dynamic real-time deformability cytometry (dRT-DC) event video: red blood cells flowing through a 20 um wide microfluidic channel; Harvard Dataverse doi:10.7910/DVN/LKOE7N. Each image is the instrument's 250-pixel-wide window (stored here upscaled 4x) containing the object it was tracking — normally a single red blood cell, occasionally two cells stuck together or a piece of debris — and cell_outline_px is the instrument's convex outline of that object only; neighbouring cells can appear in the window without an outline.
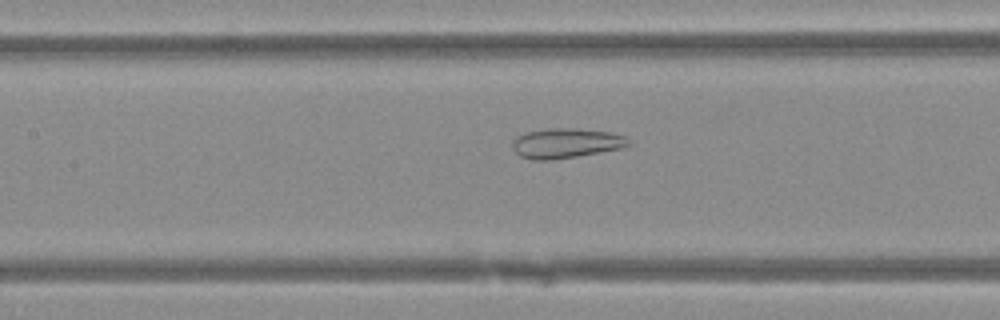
{"species": "Egyptian fruit bat (a non-hibernating species)", "species_latin": "Rousettus aegyptiacus", "temperature_condition": "warm", "stored_images_in_passage": 51, "camera_frame_rate_fps": 3000, "um_per_image_px": 0.085, "animal": {"sex": "female"}, "frame": {"image": 1, "passage_image": 24, "time_ms": 7.667, "image_size_px": [1000, 320], "cell_outline_px": [[632, 144], [620, 148], [600, 152], [552, 160], [532, 160], [520, 156], [512, 148], [512, 140], [516, 136], [524, 132], [548, 128], [576, 128], [612, 132], [624, 136]], "centroid_in_image_um": [48.06, 12.16], "position_along_channel_um": 159.3, "area_um2": 20.35}}
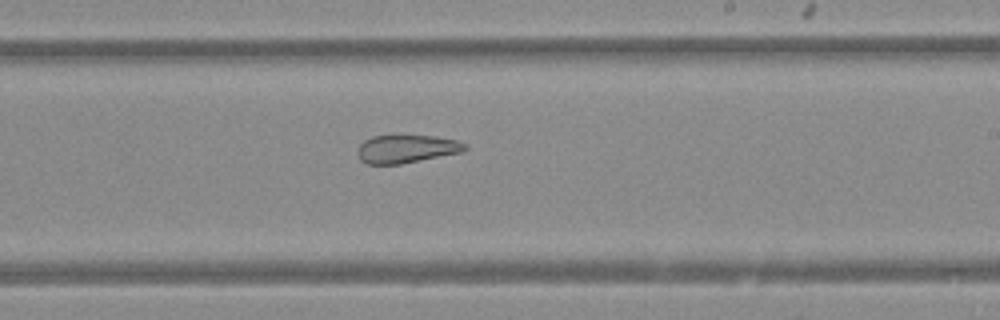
{"frame": {"image": 2, "passage_image": 31, "time_ms": 10.0, "image_size_px": [1000, 320], "cell_outline_px": [[468, 148], [464, 152], [400, 164], [368, 164], [360, 160], [356, 152], [360, 144], [364, 140], [372, 136], [396, 132], [436, 136], [460, 140], [468, 144]], "centroid_in_image_um": [34.58, 12.59], "position_along_channel_um": 254.4, "area_um2": 18.73}}
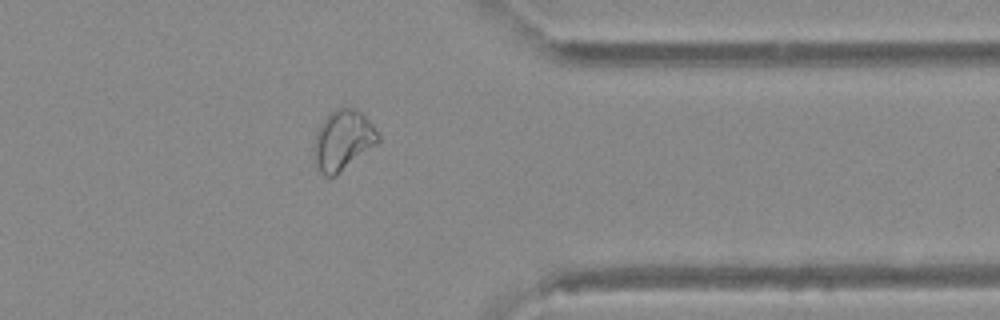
{"frame": {"image": 3, "passage_image": 41, "time_ms": 13.333, "image_size_px": [1000, 320], "cell_outline_px": [[380, 140], [376, 144], [336, 176], [324, 176], [320, 172], [316, 164], [312, 148], [316, 132], [320, 124], [336, 108], [352, 108], [360, 112], [372, 124], [380, 136]], "centroid_in_image_um": [29.12, 11.94], "position_along_channel_um": 382.3, "area_um2": 22.25}}